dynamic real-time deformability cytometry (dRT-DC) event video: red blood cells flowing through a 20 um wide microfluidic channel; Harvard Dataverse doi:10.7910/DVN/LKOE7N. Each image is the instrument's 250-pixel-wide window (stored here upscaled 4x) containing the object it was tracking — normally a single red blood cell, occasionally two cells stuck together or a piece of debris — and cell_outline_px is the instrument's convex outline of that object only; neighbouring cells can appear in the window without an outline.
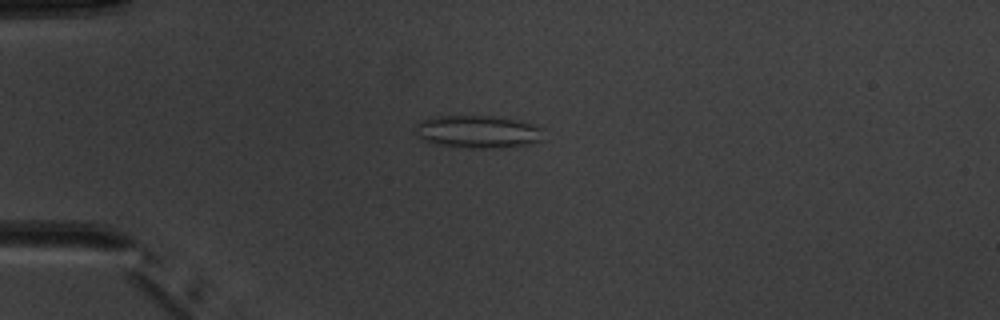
{"species": "common noctule bat (a hibernating species)", "species_latin": "Nyctalus noctula", "temperature_condition": "warm", "stored_images_in_passage": 7, "camera_frame_rate_fps": 3000, "um_per_image_px": 0.085, "animal": {"sex": "male", "body_mass_g": 20.1, "forearm_length_mm": 53.5}, "frame": {"image": 1, "passage_image": 4, "time_ms": 3.333, "image_size_px": [1000, 320], "cell_outline_px": [[544, 140], [512, 148], [460, 148], [436, 144], [420, 136], [416, 124], [432, 116], [496, 116], [536, 124], [544, 128]], "centroid_in_image_um": [40.76, 11.21], "position_along_channel_um": 44.2, "area_um2": 24.68}}
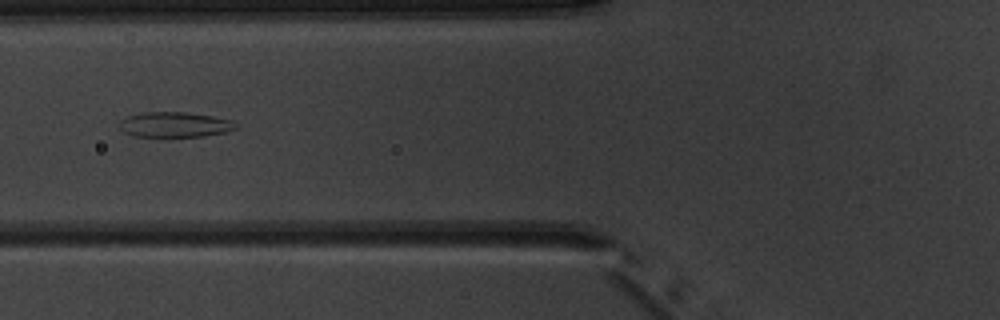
{"frame": {"image": 2, "passage_image": 6, "time_ms": 5.667, "image_size_px": [1000, 320], "cell_outline_px": [[240, 124], [236, 128], [228, 132], [204, 136], [132, 136], [124, 132], [120, 128], [120, 120], [128, 116], [144, 112], [184, 112], [212, 116], [232, 120]], "centroid_in_image_um": [14.9, 10.59], "position_along_channel_um": 110.9, "area_um2": 17.11}}
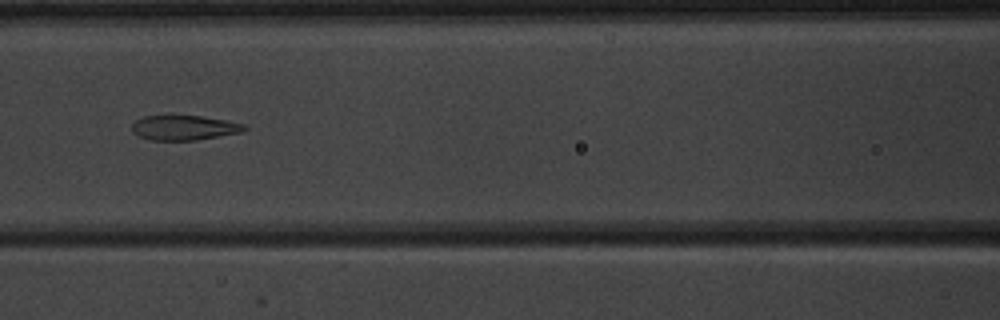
{"frame": {"image": 3, "passage_image": 7, "time_ms": 6.667, "image_size_px": [1000, 320], "cell_outline_px": [[248, 128], [240, 132], [220, 136], [196, 140], [152, 140], [140, 136], [132, 132], [132, 124], [136, 120], [144, 116], [168, 112], [172, 112], [200, 116], [224, 120], [244, 124]], "centroid_in_image_um": [15.58, 10.8], "position_along_channel_um": 151.0, "area_um2": 16.88}}